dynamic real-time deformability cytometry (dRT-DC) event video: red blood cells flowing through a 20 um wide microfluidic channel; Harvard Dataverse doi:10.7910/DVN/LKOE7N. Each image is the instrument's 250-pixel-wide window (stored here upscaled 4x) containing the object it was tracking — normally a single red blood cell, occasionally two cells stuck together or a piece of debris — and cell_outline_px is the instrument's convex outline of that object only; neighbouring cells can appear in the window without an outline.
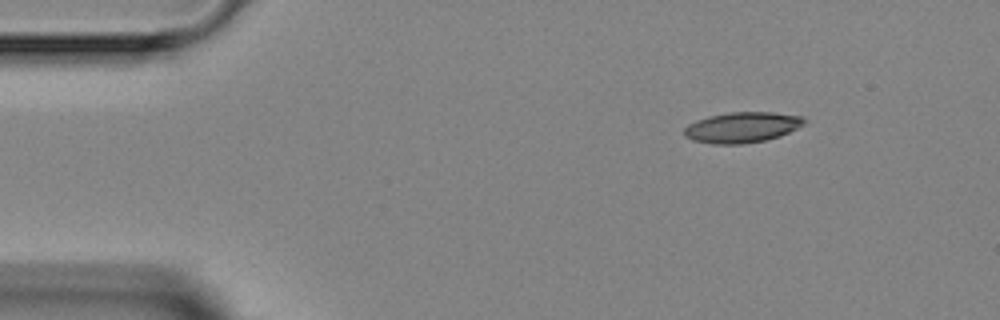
{"species": "Egyptian fruit bat (a non-hibernating species)", "species_latin": "Rousettus aegyptiacus", "temperature_condition": "room temperature", "stored_images_in_passage": 2, "camera_frame_rate_fps": 3000, "um_per_image_px": 0.085, "animal": {"sex": "female"}, "frame": {"image": 1, "passage_image": 1, "time_ms": 0.0, "image_size_px": [1000, 320], "cell_outline_px": [[808, 120], [804, 124], [780, 136], [764, 140], [740, 144], [712, 144], [692, 140], [684, 136], [684, 128], [688, 124], [696, 120], [708, 116], [728, 112], [772, 112], [804, 116]], "centroid_in_image_um": [63.07, 10.81], "position_along_channel_um": 21.9, "area_um2": 21.5}}